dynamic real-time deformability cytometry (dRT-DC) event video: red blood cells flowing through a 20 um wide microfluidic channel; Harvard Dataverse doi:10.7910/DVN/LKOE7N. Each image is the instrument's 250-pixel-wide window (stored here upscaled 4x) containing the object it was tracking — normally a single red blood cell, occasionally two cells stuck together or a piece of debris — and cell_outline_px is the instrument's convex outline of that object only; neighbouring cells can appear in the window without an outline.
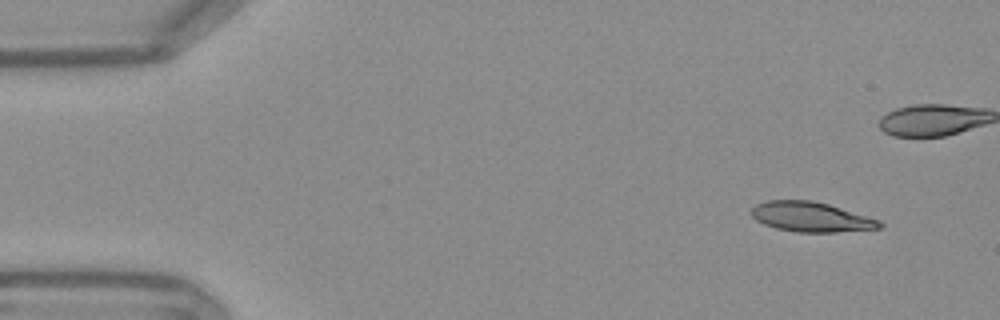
{"species": "Egyptian fruit bat (a non-hibernating species)", "species_latin": "Rousettus aegyptiacus", "temperature_condition": "warm", "stored_images_in_passage": 51, "camera_frame_rate_fps": 3000, "um_per_image_px": 0.085, "frame": {"image": 1, "passage_image": 1, "time_ms": 0.0, "image_size_px": [1000, 320], "cell_outline_px": [[884, 224], [880, 228], [836, 232], [796, 232], [776, 228], [764, 224], [756, 220], [752, 216], [752, 208], [756, 204], [764, 200], [812, 200], [828, 204], [880, 220]], "centroid_in_image_um": [68.93, 18.43], "position_along_channel_um": 16.1, "area_um2": 22.25}}
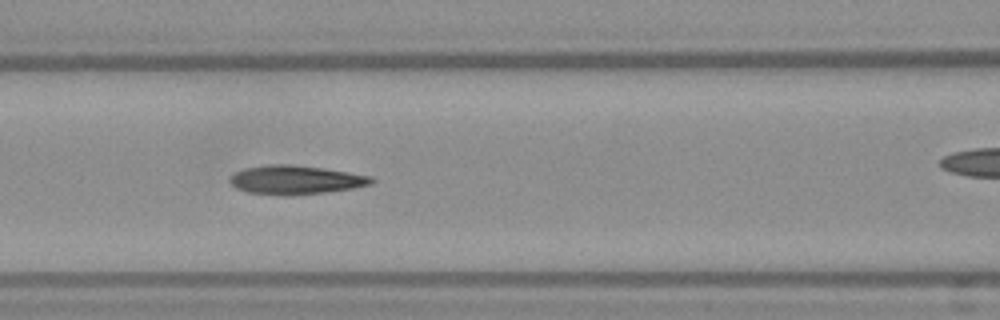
{"frame": {"image": 2, "passage_image": 19, "time_ms": 6.0, "image_size_px": [1000, 320], "cell_outline_px": [[376, 180], [372, 184], [352, 188], [324, 192], [288, 196], [284, 196], [248, 192], [236, 188], [228, 180], [236, 172], [244, 168], [268, 164], [288, 164], [324, 168], [348, 172], [368, 176]], "centroid_in_image_um": [25.1, 15.29], "position_along_channel_um": 141.5, "area_um2": 23.7}}
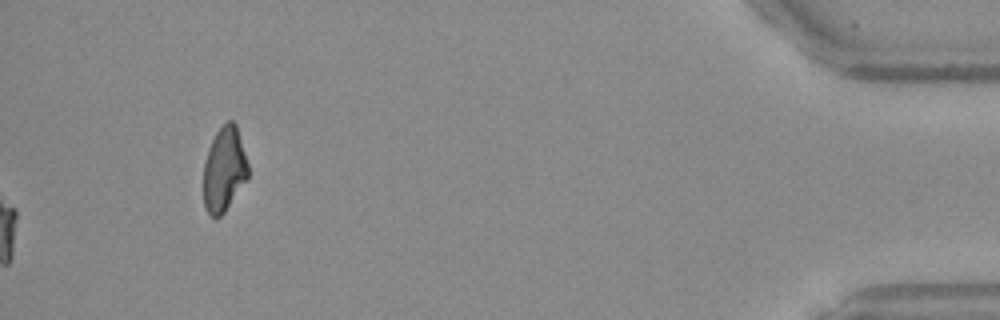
{"frame": {"image": 3, "passage_image": 51, "time_ms": 16.667, "image_size_px": [1000, 320], "cell_outline_px": [[248, 176], [224, 212], [216, 220], [204, 208], [204, 160], [208, 148], [216, 132], [228, 120], [232, 120], [236, 124], [248, 164]], "centroid_in_image_um": [19.04, 14.39], "position_along_channel_um": 416.2, "area_um2": 21.73}, "authors_computed_cell_mechanics": {"area_um2": 22.9466, "velocity_mm_per_s": 3.7859, "shape_relaxation_time_tau1_ms": null, "shape_relaxation_time_tau2_ms": 2.6908, "deformation_change_tau1": null, "deformation_change_tau2": 0.117}}